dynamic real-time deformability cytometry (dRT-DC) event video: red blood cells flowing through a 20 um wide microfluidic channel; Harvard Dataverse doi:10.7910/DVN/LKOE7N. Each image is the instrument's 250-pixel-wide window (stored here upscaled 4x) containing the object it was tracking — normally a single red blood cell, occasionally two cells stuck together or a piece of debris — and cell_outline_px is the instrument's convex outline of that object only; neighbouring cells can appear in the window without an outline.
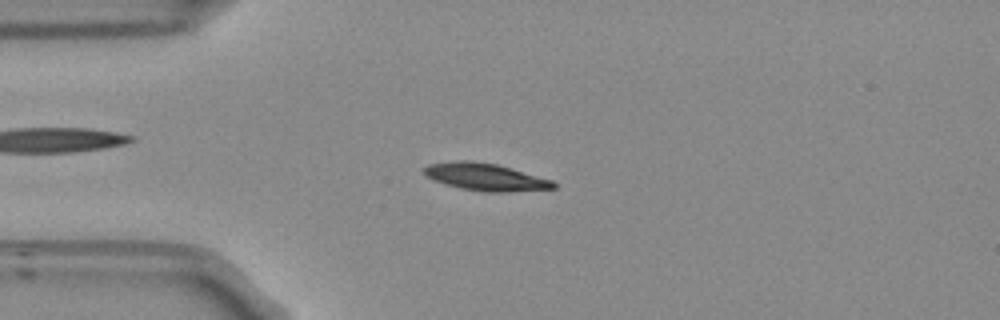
{"species": "Egyptian fruit bat (a non-hibernating species)", "species_latin": "Rousettus aegyptiacus", "temperature_condition": "room temperature", "stored_images_in_passage": 53, "camera_frame_rate_fps": 3000, "um_per_image_px": 0.085, "frame": {"image": 1, "passage_image": 12, "time_ms": 3.667, "image_size_px": [1000, 320], "cell_outline_px": [[560, 184], [556, 188], [508, 192], [484, 192], [460, 188], [444, 184], [432, 180], [424, 176], [424, 168], [428, 164], [456, 160], [472, 160], [496, 164], [552, 180]], "centroid_in_image_um": [41.24, 15.04], "position_along_channel_um": 43.8, "area_um2": 20.81}}
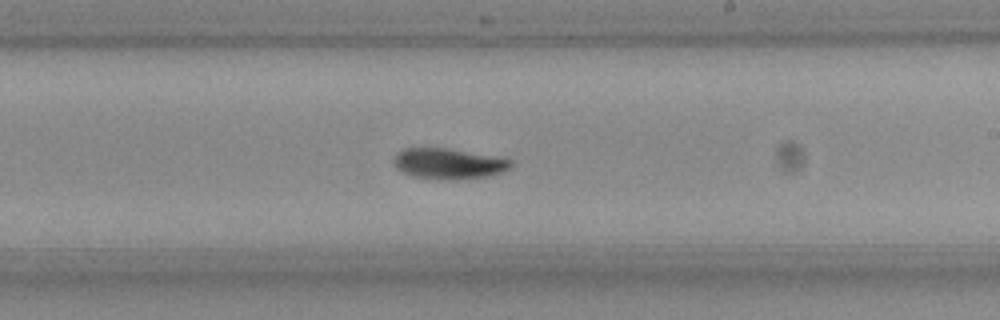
{"frame": {"image": 2, "passage_image": 30, "time_ms": 9.667, "image_size_px": [1000, 320], "cell_outline_px": [[512, 164], [508, 168], [492, 176], [412, 176], [400, 172], [392, 164], [392, 160], [396, 152], [404, 148], [448, 148], [512, 160]], "centroid_in_image_um": [38.02, 13.84], "position_along_channel_um": 251.0, "area_um2": 19.77}}
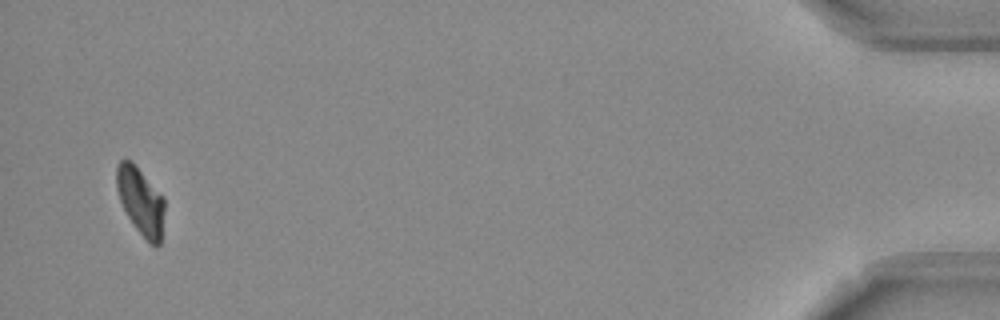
{"frame": {"image": 3, "passage_image": 51, "time_ms": 16.667, "image_size_px": [1000, 320], "cell_outline_px": [[164, 208], [160, 244], [156, 248], [136, 228], [128, 216], [120, 200], [116, 188], [116, 168], [120, 160], [128, 160], [164, 196]], "centroid_in_image_um": [11.95, 17.11], "position_along_channel_um": 423.2, "area_um2": 18.21}, "authors_computed_cell_mechanics": {"area_um2": 20.0566, "velocity_mm_per_s": 3.7379, "shape_relaxation_time_tau1_ms": 3.6833, "shape_relaxation_time_tau2_ms": null, "deformation_change_tau1": 0.1312, "deformation_change_tau2": null}}